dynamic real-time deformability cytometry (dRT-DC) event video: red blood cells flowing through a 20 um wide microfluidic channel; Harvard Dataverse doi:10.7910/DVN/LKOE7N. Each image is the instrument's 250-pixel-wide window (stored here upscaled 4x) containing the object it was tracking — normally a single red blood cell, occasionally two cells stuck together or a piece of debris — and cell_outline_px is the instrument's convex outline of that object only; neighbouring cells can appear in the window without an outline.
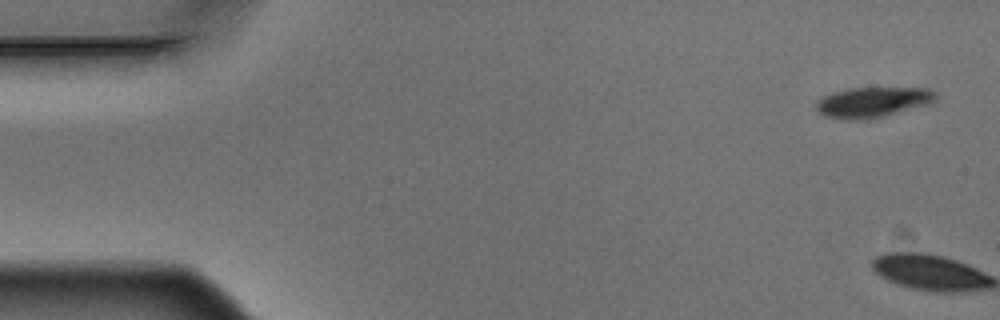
{"species": "Egyptian fruit bat (a non-hibernating species)", "species_latin": "Rousettus aegyptiacus", "temperature_condition": "warm", "stored_images_in_passage": 5, "camera_frame_rate_fps": 3000, "um_per_image_px": 0.085, "animal": {"sex": "male"}, "frame": {"image": 1, "passage_image": 1, "time_ms": 0.0, "image_size_px": [1000, 320], "cell_outline_px": [[936, 100], [928, 104], [884, 116], [860, 120], [844, 120], [824, 116], [816, 108], [816, 100], [820, 96], [832, 92], [848, 88], [928, 88], [936, 92]], "centroid_in_image_um": [74.13, 8.68], "position_along_channel_um": 10.9, "area_um2": 21.27}}